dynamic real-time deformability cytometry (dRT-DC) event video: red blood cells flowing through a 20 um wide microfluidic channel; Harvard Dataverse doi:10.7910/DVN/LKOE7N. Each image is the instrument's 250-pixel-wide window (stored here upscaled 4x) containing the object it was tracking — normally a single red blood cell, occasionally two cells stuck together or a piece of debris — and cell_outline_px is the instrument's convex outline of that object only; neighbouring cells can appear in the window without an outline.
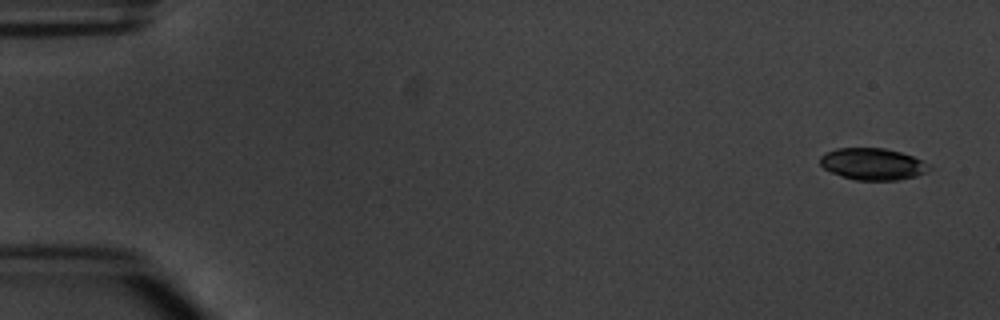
{"species": "common noctule bat (a hibernating species)", "species_latin": "Nyctalus noctula", "temperature_condition": "warm", "stored_images_in_passage": 6, "segment_of_instrument_passage": [1, 2], "camera_frame_rate_fps": 3000, "um_per_image_px": 0.085, "animal": {"sex": "male", "body_mass_g": 20.1, "forearm_length_mm": 53.5}, "frame": {"image": 1, "passage_image": 1, "time_ms": 0.0, "image_size_px": [1000, 320], "cell_outline_px": [[932, 168], [928, 172], [916, 176], [896, 180], [856, 180], [832, 172], [824, 168], [820, 164], [820, 156], [824, 152], [836, 148], [884, 148], [900, 152], [924, 160], [932, 164]], "centroid_in_image_um": [74.22, 13.93], "position_along_channel_um": 10.8, "area_um2": 20.35}}
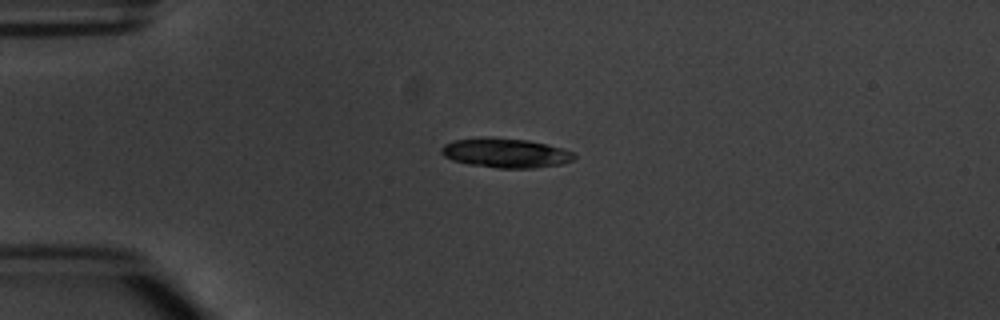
{"frame": {"image": 2, "passage_image": 4, "time_ms": 3.667, "image_size_px": [1000, 320], "cell_outline_px": [[576, 156], [572, 160], [560, 164], [532, 168], [496, 168], [468, 164], [452, 160], [444, 156], [440, 152], [440, 148], [444, 144], [452, 140], [480, 136], [492, 136], [528, 140], [560, 148], [572, 152]], "centroid_in_image_um": [42.88, 12.98], "position_along_channel_um": 42.1, "area_um2": 23.0}}